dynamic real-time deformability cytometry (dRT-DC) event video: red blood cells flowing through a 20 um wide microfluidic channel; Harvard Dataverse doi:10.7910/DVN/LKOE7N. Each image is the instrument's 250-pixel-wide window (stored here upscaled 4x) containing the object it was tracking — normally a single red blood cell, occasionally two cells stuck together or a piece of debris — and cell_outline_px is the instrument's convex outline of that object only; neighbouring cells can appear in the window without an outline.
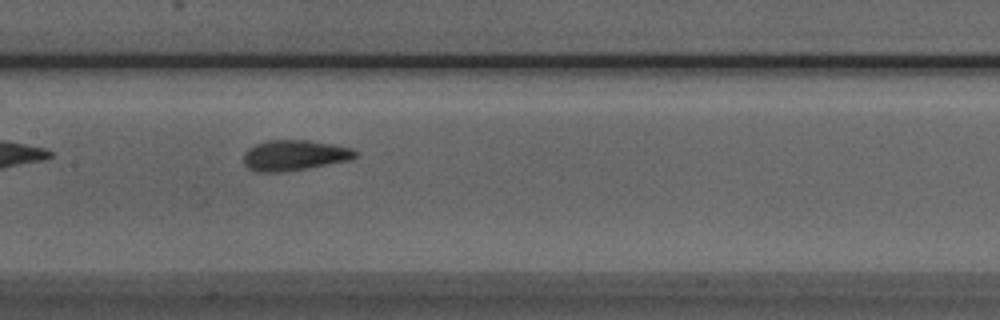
{"species": "Egyptian fruit bat (a non-hibernating species)", "species_latin": "Rousettus aegyptiacus", "temperature_condition": "room temperature", "stored_images_in_passage": 21, "camera_frame_rate_fps": 3000, "um_per_image_px": 0.085, "animal": {"sex": "male"}, "frame": {"image": 1, "passage_image": 11, "time_ms": 3.333, "image_size_px": [1000, 320], "cell_outline_px": [[356, 156], [352, 160], [308, 168], [284, 172], [256, 172], [248, 168], [244, 164], [244, 152], [248, 148], [256, 144], [268, 140], [308, 140], [332, 144], [352, 148], [356, 152]], "centroid_in_image_um": [25.01, 13.21], "position_along_channel_um": 182.4, "area_um2": 20.0}}
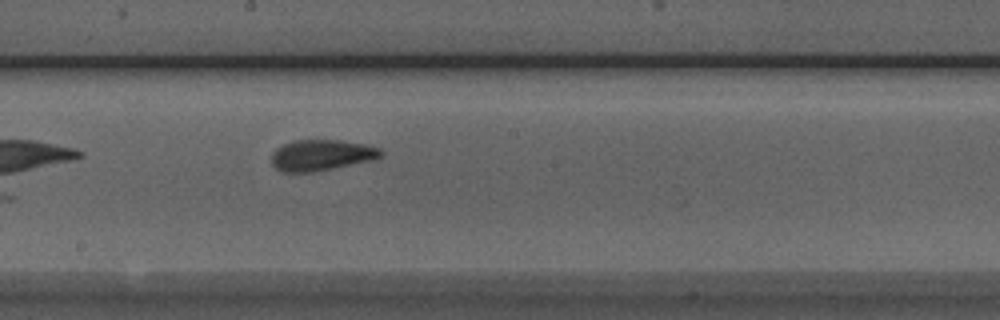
{"frame": {"image": 2, "passage_image": 14, "time_ms": 4.333, "image_size_px": [1000, 320], "cell_outline_px": [[384, 156], [376, 160], [312, 172], [280, 172], [272, 164], [272, 152], [276, 148], [292, 140], [340, 140], [364, 144], [380, 148], [384, 152]], "centroid_in_image_um": [27.36, 13.19], "position_along_channel_um": 220.8, "area_um2": 20.0}}